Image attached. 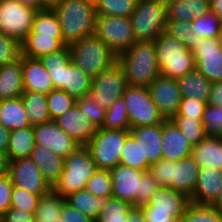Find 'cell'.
Segmentation results:
<instances>
[{"instance_id": "52", "label": "cell", "mask_w": 222, "mask_h": 222, "mask_svg": "<svg viewBox=\"0 0 222 222\" xmlns=\"http://www.w3.org/2000/svg\"><path fill=\"white\" fill-rule=\"evenodd\" d=\"M149 172L161 187L171 188V161L161 159L150 165Z\"/></svg>"}, {"instance_id": "44", "label": "cell", "mask_w": 222, "mask_h": 222, "mask_svg": "<svg viewBox=\"0 0 222 222\" xmlns=\"http://www.w3.org/2000/svg\"><path fill=\"white\" fill-rule=\"evenodd\" d=\"M74 105H76V99L62 89L54 88L47 94V107L51 120L63 115Z\"/></svg>"}, {"instance_id": "57", "label": "cell", "mask_w": 222, "mask_h": 222, "mask_svg": "<svg viewBox=\"0 0 222 222\" xmlns=\"http://www.w3.org/2000/svg\"><path fill=\"white\" fill-rule=\"evenodd\" d=\"M146 222H173L170 212L154 211V208H142Z\"/></svg>"}, {"instance_id": "38", "label": "cell", "mask_w": 222, "mask_h": 222, "mask_svg": "<svg viewBox=\"0 0 222 222\" xmlns=\"http://www.w3.org/2000/svg\"><path fill=\"white\" fill-rule=\"evenodd\" d=\"M133 207L129 202L109 197L95 222H131L128 218L129 210Z\"/></svg>"}, {"instance_id": "42", "label": "cell", "mask_w": 222, "mask_h": 222, "mask_svg": "<svg viewBox=\"0 0 222 222\" xmlns=\"http://www.w3.org/2000/svg\"><path fill=\"white\" fill-rule=\"evenodd\" d=\"M138 0H100L96 5L97 15L131 17Z\"/></svg>"}, {"instance_id": "10", "label": "cell", "mask_w": 222, "mask_h": 222, "mask_svg": "<svg viewBox=\"0 0 222 222\" xmlns=\"http://www.w3.org/2000/svg\"><path fill=\"white\" fill-rule=\"evenodd\" d=\"M95 35L117 56L137 42L130 17L97 15Z\"/></svg>"}, {"instance_id": "25", "label": "cell", "mask_w": 222, "mask_h": 222, "mask_svg": "<svg viewBox=\"0 0 222 222\" xmlns=\"http://www.w3.org/2000/svg\"><path fill=\"white\" fill-rule=\"evenodd\" d=\"M190 198L170 187H161L142 208H154V211L170 212L173 216H183L190 204Z\"/></svg>"}, {"instance_id": "35", "label": "cell", "mask_w": 222, "mask_h": 222, "mask_svg": "<svg viewBox=\"0 0 222 222\" xmlns=\"http://www.w3.org/2000/svg\"><path fill=\"white\" fill-rule=\"evenodd\" d=\"M65 202V197L56 194L53 190L41 196L34 213L35 222H55L61 217Z\"/></svg>"}, {"instance_id": "14", "label": "cell", "mask_w": 222, "mask_h": 222, "mask_svg": "<svg viewBox=\"0 0 222 222\" xmlns=\"http://www.w3.org/2000/svg\"><path fill=\"white\" fill-rule=\"evenodd\" d=\"M8 175L14 186L23 188L30 193L43 196L52 190L30 157L9 161Z\"/></svg>"}, {"instance_id": "9", "label": "cell", "mask_w": 222, "mask_h": 222, "mask_svg": "<svg viewBox=\"0 0 222 222\" xmlns=\"http://www.w3.org/2000/svg\"><path fill=\"white\" fill-rule=\"evenodd\" d=\"M122 96L126 103L130 128L158 125L165 121L153 102L148 87L128 85Z\"/></svg>"}, {"instance_id": "64", "label": "cell", "mask_w": 222, "mask_h": 222, "mask_svg": "<svg viewBox=\"0 0 222 222\" xmlns=\"http://www.w3.org/2000/svg\"><path fill=\"white\" fill-rule=\"evenodd\" d=\"M63 0H42L43 9H54Z\"/></svg>"}, {"instance_id": "16", "label": "cell", "mask_w": 222, "mask_h": 222, "mask_svg": "<svg viewBox=\"0 0 222 222\" xmlns=\"http://www.w3.org/2000/svg\"><path fill=\"white\" fill-rule=\"evenodd\" d=\"M34 133L35 144L47 147L64 159L80 146L53 120L47 123L34 125Z\"/></svg>"}, {"instance_id": "55", "label": "cell", "mask_w": 222, "mask_h": 222, "mask_svg": "<svg viewBox=\"0 0 222 222\" xmlns=\"http://www.w3.org/2000/svg\"><path fill=\"white\" fill-rule=\"evenodd\" d=\"M0 222H35L33 213L9 208L1 217Z\"/></svg>"}, {"instance_id": "37", "label": "cell", "mask_w": 222, "mask_h": 222, "mask_svg": "<svg viewBox=\"0 0 222 222\" xmlns=\"http://www.w3.org/2000/svg\"><path fill=\"white\" fill-rule=\"evenodd\" d=\"M29 34H41L63 38L61 34L60 21L53 9L39 10L35 16L32 31Z\"/></svg>"}, {"instance_id": "31", "label": "cell", "mask_w": 222, "mask_h": 222, "mask_svg": "<svg viewBox=\"0 0 222 222\" xmlns=\"http://www.w3.org/2000/svg\"><path fill=\"white\" fill-rule=\"evenodd\" d=\"M34 147V126L31 125L29 127L10 131L9 145L6 152L8 161L30 157Z\"/></svg>"}, {"instance_id": "3", "label": "cell", "mask_w": 222, "mask_h": 222, "mask_svg": "<svg viewBox=\"0 0 222 222\" xmlns=\"http://www.w3.org/2000/svg\"><path fill=\"white\" fill-rule=\"evenodd\" d=\"M127 84L148 87L161 73L154 41H137L127 51L117 56Z\"/></svg>"}, {"instance_id": "50", "label": "cell", "mask_w": 222, "mask_h": 222, "mask_svg": "<svg viewBox=\"0 0 222 222\" xmlns=\"http://www.w3.org/2000/svg\"><path fill=\"white\" fill-rule=\"evenodd\" d=\"M22 57V43L0 32V66Z\"/></svg>"}, {"instance_id": "46", "label": "cell", "mask_w": 222, "mask_h": 222, "mask_svg": "<svg viewBox=\"0 0 222 222\" xmlns=\"http://www.w3.org/2000/svg\"><path fill=\"white\" fill-rule=\"evenodd\" d=\"M166 32L183 43L189 51L195 48L198 37L191 30V21L168 20Z\"/></svg>"}, {"instance_id": "32", "label": "cell", "mask_w": 222, "mask_h": 222, "mask_svg": "<svg viewBox=\"0 0 222 222\" xmlns=\"http://www.w3.org/2000/svg\"><path fill=\"white\" fill-rule=\"evenodd\" d=\"M64 45L63 38H54L41 34H28L22 42V55L30 58L42 56L60 50Z\"/></svg>"}, {"instance_id": "34", "label": "cell", "mask_w": 222, "mask_h": 222, "mask_svg": "<svg viewBox=\"0 0 222 222\" xmlns=\"http://www.w3.org/2000/svg\"><path fill=\"white\" fill-rule=\"evenodd\" d=\"M65 199L66 203L71 207L90 216L94 220L97 218L107 200L101 197H96L86 189L71 193L65 197Z\"/></svg>"}, {"instance_id": "5", "label": "cell", "mask_w": 222, "mask_h": 222, "mask_svg": "<svg viewBox=\"0 0 222 222\" xmlns=\"http://www.w3.org/2000/svg\"><path fill=\"white\" fill-rule=\"evenodd\" d=\"M71 61L91 78L117 62V55L95 34L69 46Z\"/></svg>"}, {"instance_id": "33", "label": "cell", "mask_w": 222, "mask_h": 222, "mask_svg": "<svg viewBox=\"0 0 222 222\" xmlns=\"http://www.w3.org/2000/svg\"><path fill=\"white\" fill-rule=\"evenodd\" d=\"M21 97L32 126L52 121L47 107V94L24 91Z\"/></svg>"}, {"instance_id": "70", "label": "cell", "mask_w": 222, "mask_h": 222, "mask_svg": "<svg viewBox=\"0 0 222 222\" xmlns=\"http://www.w3.org/2000/svg\"><path fill=\"white\" fill-rule=\"evenodd\" d=\"M55 222H66V220H64L62 217H60L58 220H56Z\"/></svg>"}, {"instance_id": "17", "label": "cell", "mask_w": 222, "mask_h": 222, "mask_svg": "<svg viewBox=\"0 0 222 222\" xmlns=\"http://www.w3.org/2000/svg\"><path fill=\"white\" fill-rule=\"evenodd\" d=\"M112 175V197L129 202L138 207V192L144 171L118 164L110 170Z\"/></svg>"}, {"instance_id": "19", "label": "cell", "mask_w": 222, "mask_h": 222, "mask_svg": "<svg viewBox=\"0 0 222 222\" xmlns=\"http://www.w3.org/2000/svg\"><path fill=\"white\" fill-rule=\"evenodd\" d=\"M22 80L24 91L49 94L54 89L51 76L39 58L22 55Z\"/></svg>"}, {"instance_id": "67", "label": "cell", "mask_w": 222, "mask_h": 222, "mask_svg": "<svg viewBox=\"0 0 222 222\" xmlns=\"http://www.w3.org/2000/svg\"><path fill=\"white\" fill-rule=\"evenodd\" d=\"M87 3H90L96 7V5L100 2V0H85Z\"/></svg>"}, {"instance_id": "15", "label": "cell", "mask_w": 222, "mask_h": 222, "mask_svg": "<svg viewBox=\"0 0 222 222\" xmlns=\"http://www.w3.org/2000/svg\"><path fill=\"white\" fill-rule=\"evenodd\" d=\"M151 98L165 120L171 119L177 112L182 100L177 79L159 75L148 86Z\"/></svg>"}, {"instance_id": "49", "label": "cell", "mask_w": 222, "mask_h": 222, "mask_svg": "<svg viewBox=\"0 0 222 222\" xmlns=\"http://www.w3.org/2000/svg\"><path fill=\"white\" fill-rule=\"evenodd\" d=\"M41 196L30 193L29 191L14 186L11 195V208L35 213Z\"/></svg>"}, {"instance_id": "45", "label": "cell", "mask_w": 222, "mask_h": 222, "mask_svg": "<svg viewBox=\"0 0 222 222\" xmlns=\"http://www.w3.org/2000/svg\"><path fill=\"white\" fill-rule=\"evenodd\" d=\"M85 189L96 197L104 199L112 197V175L110 170L98 169L87 181Z\"/></svg>"}, {"instance_id": "4", "label": "cell", "mask_w": 222, "mask_h": 222, "mask_svg": "<svg viewBox=\"0 0 222 222\" xmlns=\"http://www.w3.org/2000/svg\"><path fill=\"white\" fill-rule=\"evenodd\" d=\"M154 44L161 75L178 79L195 69L192 51L166 31L154 40Z\"/></svg>"}, {"instance_id": "58", "label": "cell", "mask_w": 222, "mask_h": 222, "mask_svg": "<svg viewBox=\"0 0 222 222\" xmlns=\"http://www.w3.org/2000/svg\"><path fill=\"white\" fill-rule=\"evenodd\" d=\"M207 104L219 107L222 106V81L212 83Z\"/></svg>"}, {"instance_id": "7", "label": "cell", "mask_w": 222, "mask_h": 222, "mask_svg": "<svg viewBox=\"0 0 222 222\" xmlns=\"http://www.w3.org/2000/svg\"><path fill=\"white\" fill-rule=\"evenodd\" d=\"M129 134L130 130L97 128L85 146L98 169L111 170L120 164L121 151Z\"/></svg>"}, {"instance_id": "53", "label": "cell", "mask_w": 222, "mask_h": 222, "mask_svg": "<svg viewBox=\"0 0 222 222\" xmlns=\"http://www.w3.org/2000/svg\"><path fill=\"white\" fill-rule=\"evenodd\" d=\"M207 102L196 100L194 98L182 97L178 112L174 116H203Z\"/></svg>"}, {"instance_id": "47", "label": "cell", "mask_w": 222, "mask_h": 222, "mask_svg": "<svg viewBox=\"0 0 222 222\" xmlns=\"http://www.w3.org/2000/svg\"><path fill=\"white\" fill-rule=\"evenodd\" d=\"M76 105L79 107L80 111L87 115V118L96 126L101 128L106 115V109H104L101 104L97 101H93L90 95L76 99Z\"/></svg>"}, {"instance_id": "48", "label": "cell", "mask_w": 222, "mask_h": 222, "mask_svg": "<svg viewBox=\"0 0 222 222\" xmlns=\"http://www.w3.org/2000/svg\"><path fill=\"white\" fill-rule=\"evenodd\" d=\"M202 118L206 135L222 138V106L207 104Z\"/></svg>"}, {"instance_id": "63", "label": "cell", "mask_w": 222, "mask_h": 222, "mask_svg": "<svg viewBox=\"0 0 222 222\" xmlns=\"http://www.w3.org/2000/svg\"><path fill=\"white\" fill-rule=\"evenodd\" d=\"M21 4L34 8L36 10H44L42 0H18Z\"/></svg>"}, {"instance_id": "27", "label": "cell", "mask_w": 222, "mask_h": 222, "mask_svg": "<svg viewBox=\"0 0 222 222\" xmlns=\"http://www.w3.org/2000/svg\"><path fill=\"white\" fill-rule=\"evenodd\" d=\"M191 157L200 168L212 167L222 170V138L206 136L193 146Z\"/></svg>"}, {"instance_id": "43", "label": "cell", "mask_w": 222, "mask_h": 222, "mask_svg": "<svg viewBox=\"0 0 222 222\" xmlns=\"http://www.w3.org/2000/svg\"><path fill=\"white\" fill-rule=\"evenodd\" d=\"M183 222H222V211L211 205L190 203L183 215Z\"/></svg>"}, {"instance_id": "12", "label": "cell", "mask_w": 222, "mask_h": 222, "mask_svg": "<svg viewBox=\"0 0 222 222\" xmlns=\"http://www.w3.org/2000/svg\"><path fill=\"white\" fill-rule=\"evenodd\" d=\"M128 86L121 66L116 62L110 68L92 78L89 95L93 101L108 109L119 97H122Z\"/></svg>"}, {"instance_id": "26", "label": "cell", "mask_w": 222, "mask_h": 222, "mask_svg": "<svg viewBox=\"0 0 222 222\" xmlns=\"http://www.w3.org/2000/svg\"><path fill=\"white\" fill-rule=\"evenodd\" d=\"M24 92L22 80V57L0 66V101L21 97Z\"/></svg>"}, {"instance_id": "6", "label": "cell", "mask_w": 222, "mask_h": 222, "mask_svg": "<svg viewBox=\"0 0 222 222\" xmlns=\"http://www.w3.org/2000/svg\"><path fill=\"white\" fill-rule=\"evenodd\" d=\"M98 170L86 146H79L65 158L64 169L52 190L62 197L83 190L87 181Z\"/></svg>"}, {"instance_id": "8", "label": "cell", "mask_w": 222, "mask_h": 222, "mask_svg": "<svg viewBox=\"0 0 222 222\" xmlns=\"http://www.w3.org/2000/svg\"><path fill=\"white\" fill-rule=\"evenodd\" d=\"M136 41H154L167 28V6L161 2L138 0L131 15Z\"/></svg>"}, {"instance_id": "36", "label": "cell", "mask_w": 222, "mask_h": 222, "mask_svg": "<svg viewBox=\"0 0 222 222\" xmlns=\"http://www.w3.org/2000/svg\"><path fill=\"white\" fill-rule=\"evenodd\" d=\"M202 117L173 116L170 120L180 129V132L189 143L195 146L207 136L203 127Z\"/></svg>"}, {"instance_id": "41", "label": "cell", "mask_w": 222, "mask_h": 222, "mask_svg": "<svg viewBox=\"0 0 222 222\" xmlns=\"http://www.w3.org/2000/svg\"><path fill=\"white\" fill-rule=\"evenodd\" d=\"M221 23L219 17L210 10L191 21V30L198 38H219Z\"/></svg>"}, {"instance_id": "62", "label": "cell", "mask_w": 222, "mask_h": 222, "mask_svg": "<svg viewBox=\"0 0 222 222\" xmlns=\"http://www.w3.org/2000/svg\"><path fill=\"white\" fill-rule=\"evenodd\" d=\"M210 9L222 22V0H210Z\"/></svg>"}, {"instance_id": "2", "label": "cell", "mask_w": 222, "mask_h": 222, "mask_svg": "<svg viewBox=\"0 0 222 222\" xmlns=\"http://www.w3.org/2000/svg\"><path fill=\"white\" fill-rule=\"evenodd\" d=\"M60 21L65 46L95 34L96 8L85 0H63L53 9Z\"/></svg>"}, {"instance_id": "39", "label": "cell", "mask_w": 222, "mask_h": 222, "mask_svg": "<svg viewBox=\"0 0 222 222\" xmlns=\"http://www.w3.org/2000/svg\"><path fill=\"white\" fill-rule=\"evenodd\" d=\"M121 152L120 164L140 171L149 170L151 164L148 161H142L140 143L137 142L131 133L127 136L125 145Z\"/></svg>"}, {"instance_id": "66", "label": "cell", "mask_w": 222, "mask_h": 222, "mask_svg": "<svg viewBox=\"0 0 222 222\" xmlns=\"http://www.w3.org/2000/svg\"><path fill=\"white\" fill-rule=\"evenodd\" d=\"M173 222H183V216H174Z\"/></svg>"}, {"instance_id": "40", "label": "cell", "mask_w": 222, "mask_h": 222, "mask_svg": "<svg viewBox=\"0 0 222 222\" xmlns=\"http://www.w3.org/2000/svg\"><path fill=\"white\" fill-rule=\"evenodd\" d=\"M101 128L130 130V123L125 100L119 97L107 110Z\"/></svg>"}, {"instance_id": "68", "label": "cell", "mask_w": 222, "mask_h": 222, "mask_svg": "<svg viewBox=\"0 0 222 222\" xmlns=\"http://www.w3.org/2000/svg\"><path fill=\"white\" fill-rule=\"evenodd\" d=\"M148 1L161 2L164 4H168L171 0H148Z\"/></svg>"}, {"instance_id": "28", "label": "cell", "mask_w": 222, "mask_h": 222, "mask_svg": "<svg viewBox=\"0 0 222 222\" xmlns=\"http://www.w3.org/2000/svg\"><path fill=\"white\" fill-rule=\"evenodd\" d=\"M167 6L168 20L192 21L210 9V0H171Z\"/></svg>"}, {"instance_id": "30", "label": "cell", "mask_w": 222, "mask_h": 222, "mask_svg": "<svg viewBox=\"0 0 222 222\" xmlns=\"http://www.w3.org/2000/svg\"><path fill=\"white\" fill-rule=\"evenodd\" d=\"M0 124L10 131L31 126L22 97L0 101Z\"/></svg>"}, {"instance_id": "20", "label": "cell", "mask_w": 222, "mask_h": 222, "mask_svg": "<svg viewBox=\"0 0 222 222\" xmlns=\"http://www.w3.org/2000/svg\"><path fill=\"white\" fill-rule=\"evenodd\" d=\"M162 159L176 162L191 156L193 146L169 119L162 123Z\"/></svg>"}, {"instance_id": "18", "label": "cell", "mask_w": 222, "mask_h": 222, "mask_svg": "<svg viewBox=\"0 0 222 222\" xmlns=\"http://www.w3.org/2000/svg\"><path fill=\"white\" fill-rule=\"evenodd\" d=\"M80 146H85L96 134L97 127L77 105L53 120Z\"/></svg>"}, {"instance_id": "23", "label": "cell", "mask_w": 222, "mask_h": 222, "mask_svg": "<svg viewBox=\"0 0 222 222\" xmlns=\"http://www.w3.org/2000/svg\"><path fill=\"white\" fill-rule=\"evenodd\" d=\"M199 171V165L191 156L176 162L171 161V188L190 198L195 189Z\"/></svg>"}, {"instance_id": "65", "label": "cell", "mask_w": 222, "mask_h": 222, "mask_svg": "<svg viewBox=\"0 0 222 222\" xmlns=\"http://www.w3.org/2000/svg\"><path fill=\"white\" fill-rule=\"evenodd\" d=\"M211 206L216 207L220 211H222V174H221V188L219 190V194L216 200L211 204Z\"/></svg>"}, {"instance_id": "22", "label": "cell", "mask_w": 222, "mask_h": 222, "mask_svg": "<svg viewBox=\"0 0 222 222\" xmlns=\"http://www.w3.org/2000/svg\"><path fill=\"white\" fill-rule=\"evenodd\" d=\"M130 133L140 143L142 161L153 164L162 159V123L130 128Z\"/></svg>"}, {"instance_id": "11", "label": "cell", "mask_w": 222, "mask_h": 222, "mask_svg": "<svg viewBox=\"0 0 222 222\" xmlns=\"http://www.w3.org/2000/svg\"><path fill=\"white\" fill-rule=\"evenodd\" d=\"M37 12L18 0H0V32L22 43L32 31Z\"/></svg>"}, {"instance_id": "21", "label": "cell", "mask_w": 222, "mask_h": 222, "mask_svg": "<svg viewBox=\"0 0 222 222\" xmlns=\"http://www.w3.org/2000/svg\"><path fill=\"white\" fill-rule=\"evenodd\" d=\"M222 170L212 167L200 168L190 202L197 205H211L221 188Z\"/></svg>"}, {"instance_id": "24", "label": "cell", "mask_w": 222, "mask_h": 222, "mask_svg": "<svg viewBox=\"0 0 222 222\" xmlns=\"http://www.w3.org/2000/svg\"><path fill=\"white\" fill-rule=\"evenodd\" d=\"M30 158L40 170L44 180L53 188L63 172L65 159L40 144H35Z\"/></svg>"}, {"instance_id": "29", "label": "cell", "mask_w": 222, "mask_h": 222, "mask_svg": "<svg viewBox=\"0 0 222 222\" xmlns=\"http://www.w3.org/2000/svg\"><path fill=\"white\" fill-rule=\"evenodd\" d=\"M182 97L194 98L207 102L212 82L196 68L177 79Z\"/></svg>"}, {"instance_id": "61", "label": "cell", "mask_w": 222, "mask_h": 222, "mask_svg": "<svg viewBox=\"0 0 222 222\" xmlns=\"http://www.w3.org/2000/svg\"><path fill=\"white\" fill-rule=\"evenodd\" d=\"M8 164L6 152L0 151V177L8 174Z\"/></svg>"}, {"instance_id": "59", "label": "cell", "mask_w": 222, "mask_h": 222, "mask_svg": "<svg viewBox=\"0 0 222 222\" xmlns=\"http://www.w3.org/2000/svg\"><path fill=\"white\" fill-rule=\"evenodd\" d=\"M131 222H146L142 207L133 206L128 213Z\"/></svg>"}, {"instance_id": "54", "label": "cell", "mask_w": 222, "mask_h": 222, "mask_svg": "<svg viewBox=\"0 0 222 222\" xmlns=\"http://www.w3.org/2000/svg\"><path fill=\"white\" fill-rule=\"evenodd\" d=\"M14 185L9 175L0 177V217L11 208V195Z\"/></svg>"}, {"instance_id": "60", "label": "cell", "mask_w": 222, "mask_h": 222, "mask_svg": "<svg viewBox=\"0 0 222 222\" xmlns=\"http://www.w3.org/2000/svg\"><path fill=\"white\" fill-rule=\"evenodd\" d=\"M10 130L0 124V151L7 152Z\"/></svg>"}, {"instance_id": "51", "label": "cell", "mask_w": 222, "mask_h": 222, "mask_svg": "<svg viewBox=\"0 0 222 222\" xmlns=\"http://www.w3.org/2000/svg\"><path fill=\"white\" fill-rule=\"evenodd\" d=\"M161 188L158 181L148 171H144L141 177L140 192H138V207L147 205L151 197Z\"/></svg>"}, {"instance_id": "1", "label": "cell", "mask_w": 222, "mask_h": 222, "mask_svg": "<svg viewBox=\"0 0 222 222\" xmlns=\"http://www.w3.org/2000/svg\"><path fill=\"white\" fill-rule=\"evenodd\" d=\"M55 89H62L75 99L89 95L92 78L71 61L69 46L40 58Z\"/></svg>"}, {"instance_id": "13", "label": "cell", "mask_w": 222, "mask_h": 222, "mask_svg": "<svg viewBox=\"0 0 222 222\" xmlns=\"http://www.w3.org/2000/svg\"><path fill=\"white\" fill-rule=\"evenodd\" d=\"M195 68L212 83L222 81V45L219 38H198L192 50Z\"/></svg>"}, {"instance_id": "69", "label": "cell", "mask_w": 222, "mask_h": 222, "mask_svg": "<svg viewBox=\"0 0 222 222\" xmlns=\"http://www.w3.org/2000/svg\"><path fill=\"white\" fill-rule=\"evenodd\" d=\"M219 41H220V44L222 45V23H221V30L219 34Z\"/></svg>"}, {"instance_id": "56", "label": "cell", "mask_w": 222, "mask_h": 222, "mask_svg": "<svg viewBox=\"0 0 222 222\" xmlns=\"http://www.w3.org/2000/svg\"><path fill=\"white\" fill-rule=\"evenodd\" d=\"M61 217L66 220V222H95L90 216L74 209L66 202L63 205Z\"/></svg>"}]
</instances>
